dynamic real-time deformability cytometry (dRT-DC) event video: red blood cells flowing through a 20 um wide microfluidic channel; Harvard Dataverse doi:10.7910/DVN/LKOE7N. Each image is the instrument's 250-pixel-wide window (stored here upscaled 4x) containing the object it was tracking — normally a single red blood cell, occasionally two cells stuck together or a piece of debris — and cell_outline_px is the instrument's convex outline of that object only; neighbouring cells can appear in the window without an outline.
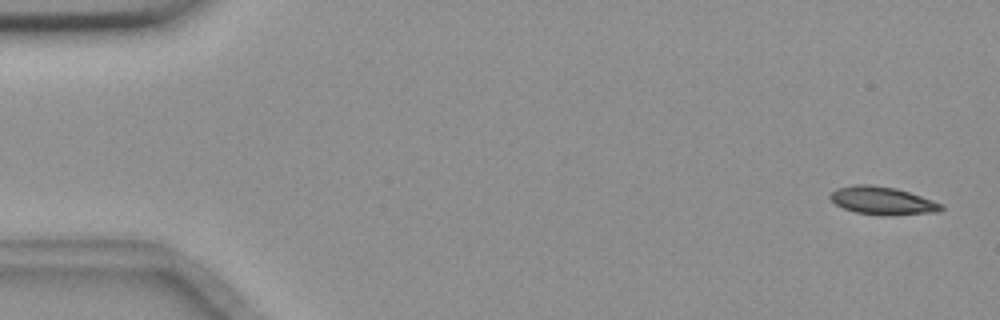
{"species": "common noctule bat (a hibernating species)", "species_latin": "Nyctalus noctula", "temperature_condition": "room temperature", "stored_images_in_passage": 5, "camera_frame_rate_fps": 3000, "um_per_image_px": 0.085, "animal": {"sex": "female", "body_mass_g": 18.4}, "frame": {"image": 1, "passage_image": 1, "time_ms": 0.0, "image_size_px": [1000, 320], "cell_outline_px": [[944, 208], [936, 212], [884, 216], [856, 212], [844, 208], [836, 204], [828, 196], [836, 188], [852, 184], [868, 184], [896, 188], [944, 204]], "centroid_in_image_um": [74.99, 17.05], "position_along_channel_um": 10.0, "area_um2": 18.03}}
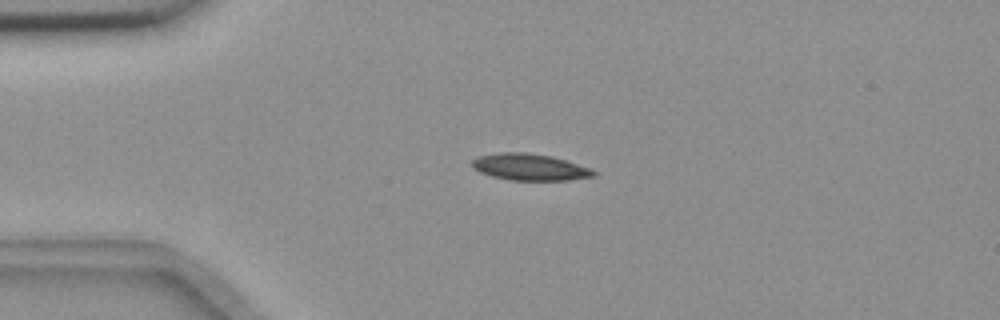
{"frame": {"image": 2, "passage_image": 4, "time_ms": 1.0, "image_size_px": [1000, 320], "cell_outline_px": [[596, 176], [568, 180], [508, 180], [492, 176], [480, 172], [472, 168], [472, 160], [480, 156], [500, 152], [524, 152], [552, 156], [592, 168], [596, 172]], "centroid_in_image_um": [45.05, 14.2], "position_along_channel_um": 40.0, "area_um2": 18.9}}